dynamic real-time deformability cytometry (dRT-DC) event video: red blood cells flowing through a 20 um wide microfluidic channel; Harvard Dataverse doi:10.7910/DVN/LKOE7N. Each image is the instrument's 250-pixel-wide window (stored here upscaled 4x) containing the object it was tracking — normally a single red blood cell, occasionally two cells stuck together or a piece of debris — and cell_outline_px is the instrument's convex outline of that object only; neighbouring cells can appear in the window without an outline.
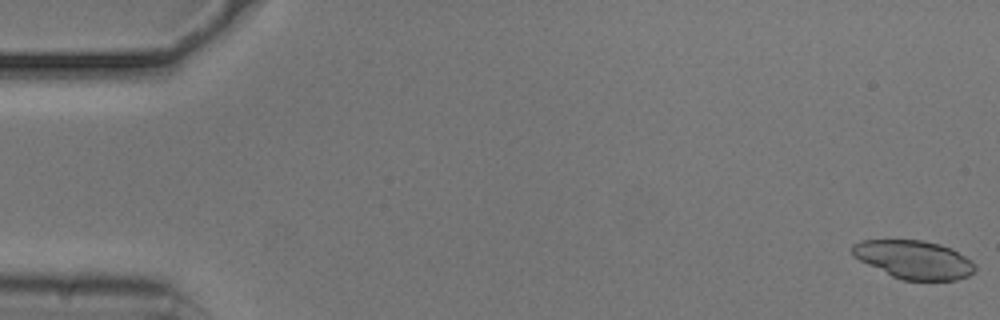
{"species": "common noctule bat (a hibernating species)", "species_latin": "Nyctalus noctula", "temperature_condition": "cold", "stored_images_in_passage": 54, "camera_frame_rate_fps": 3000, "um_per_image_px": 0.085, "animal": {"sex": "male", "body_mass_g": 20.5, "forearm_length_mm": 52.5}, "frame": {"image": 1, "passage_image": 1, "time_ms": 0.0, "image_size_px": [1000, 320], "cell_outline_px": [[976, 268], [968, 276], [956, 280], [900, 280], [852, 256], [852, 244], [860, 240], [924, 240], [940, 244], [952, 248], [972, 260], [976, 264]], "centroid_in_image_um": [77.7, 22.06], "position_along_channel_um": 7.3, "area_um2": 27.51}}